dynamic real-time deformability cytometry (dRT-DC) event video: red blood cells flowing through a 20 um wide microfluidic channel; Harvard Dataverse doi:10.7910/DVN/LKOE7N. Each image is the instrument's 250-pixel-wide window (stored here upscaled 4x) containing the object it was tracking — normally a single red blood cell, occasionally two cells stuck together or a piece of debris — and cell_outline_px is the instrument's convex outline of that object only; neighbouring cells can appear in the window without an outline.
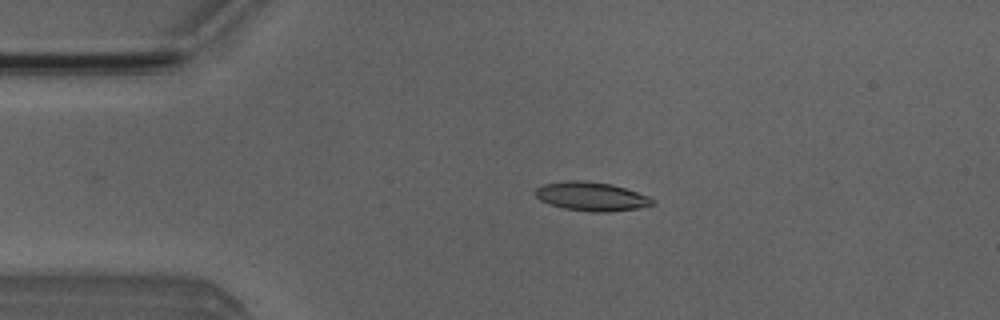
{"species": "Egyptian fruit bat (a non-hibernating species)", "species_latin": "Rousettus aegyptiacus", "temperature_condition": "room temperature", "stored_images_in_passage": 32, "camera_frame_rate_fps": 3000, "um_per_image_px": 0.085, "animal": {"sex": "male"}, "frame": {"image": 1, "passage_image": 3, "time_ms": 0.667, "image_size_px": [1000, 320], "cell_outline_px": [[656, 204], [640, 208], [608, 212], [588, 212], [564, 208], [548, 204], [540, 200], [532, 192], [536, 188], [544, 184], [568, 180], [580, 180], [612, 184], [648, 196], [656, 200]], "centroid_in_image_um": [50.26, 16.7], "position_along_channel_um": 34.7, "area_um2": 19.88}}
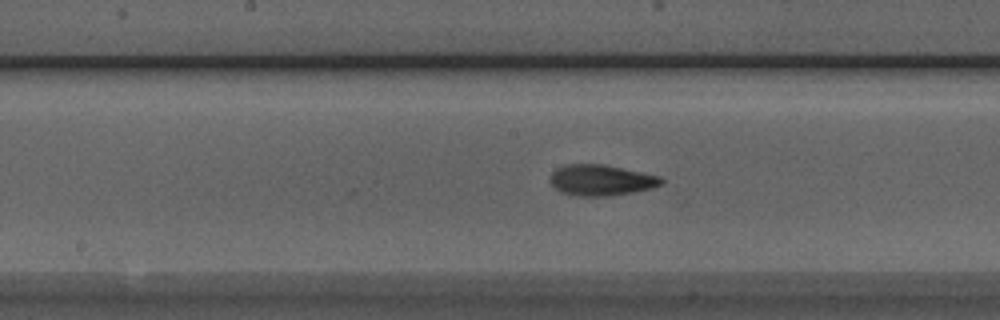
{"frame": {"image": 2, "passage_image": 18, "time_ms": 5.667, "image_size_px": [1000, 320], "cell_outline_px": [[664, 184], [652, 188], [632, 192], [608, 196], [576, 196], [560, 192], [548, 180], [552, 172], [556, 168], [564, 164], [604, 164], [660, 176], [664, 180]], "centroid_in_image_um": [51.08, 15.31], "position_along_channel_um": 197.1, "area_um2": 20.17}}
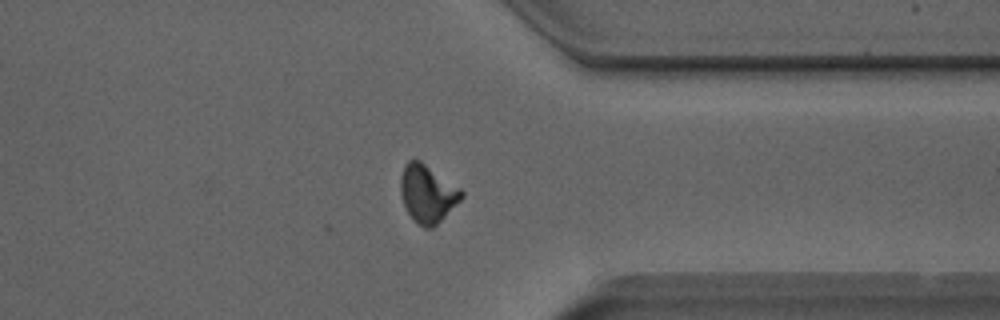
{"frame": {"image": 3, "passage_image": 32, "time_ms": 10.333, "image_size_px": [1000, 320], "cell_outline_px": [[464, 196], [432, 228], [424, 228], [416, 224], [412, 220], [404, 204], [400, 192], [400, 176], [404, 164], [408, 160], [420, 160], [460, 188], [464, 192]], "centroid_in_image_um": [36.3, 16.45], "position_along_channel_um": 375.1, "area_um2": 20.4}, "authors_computed_cell_mechanics": {"area_um2": 19.8832, "velocity_mm_per_s": 3.947, "shape_relaxation_time_tau1_ms": 5.0408, "shape_relaxation_time_tau2_ms": 2.3268, "deformation_change_tau1": 0.1674, "deformation_change_tau2": 0.0962}}